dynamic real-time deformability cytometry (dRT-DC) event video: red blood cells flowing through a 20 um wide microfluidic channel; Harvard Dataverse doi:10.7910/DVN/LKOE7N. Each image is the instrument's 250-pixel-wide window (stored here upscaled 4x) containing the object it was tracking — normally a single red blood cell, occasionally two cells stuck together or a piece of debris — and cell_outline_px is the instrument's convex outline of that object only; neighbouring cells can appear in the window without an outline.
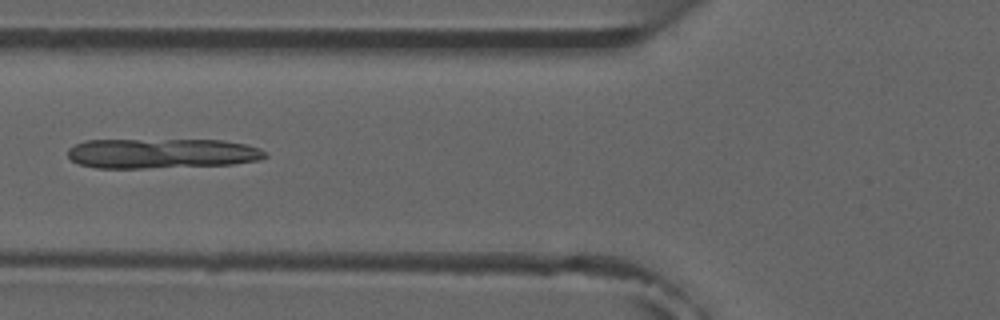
{"species": "common noctule bat (a hibernating species)", "species_latin": "Nyctalus noctula", "temperature_condition": "room temperature", "stored_images_in_passage": 7, "camera_frame_rate_fps": 3000, "um_per_image_px": 0.085, "animal": {"sex": "male", "forearm_length_mm": 52.5}, "frame": {"image": 1, "passage_image": 6, "time_ms": 6.0, "image_size_px": [1000, 320], "cell_outline_px": [[268, 156], [260, 160], [232, 164], [144, 168], [96, 168], [80, 164], [72, 160], [68, 156], [68, 148], [84, 140], [224, 140], [244, 144], [260, 148], [268, 152]], "centroid_in_image_um": [13.77, 13.04], "position_along_channel_um": 112.0, "area_um2": 34.51}}
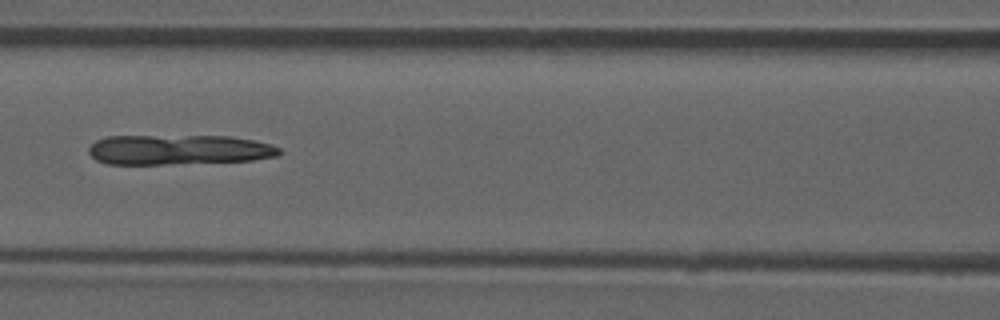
{"frame": {"image": 2, "passage_image": 7, "time_ms": 7.0, "image_size_px": [1000, 320], "cell_outline_px": [[284, 152], [276, 156], [252, 160], [164, 164], [108, 164], [96, 160], [88, 152], [88, 148], [96, 140], [108, 136], [232, 136], [272, 144], [280, 148]], "centroid_in_image_um": [15.19, 12.72], "position_along_channel_um": 151.4, "area_um2": 33.35}}